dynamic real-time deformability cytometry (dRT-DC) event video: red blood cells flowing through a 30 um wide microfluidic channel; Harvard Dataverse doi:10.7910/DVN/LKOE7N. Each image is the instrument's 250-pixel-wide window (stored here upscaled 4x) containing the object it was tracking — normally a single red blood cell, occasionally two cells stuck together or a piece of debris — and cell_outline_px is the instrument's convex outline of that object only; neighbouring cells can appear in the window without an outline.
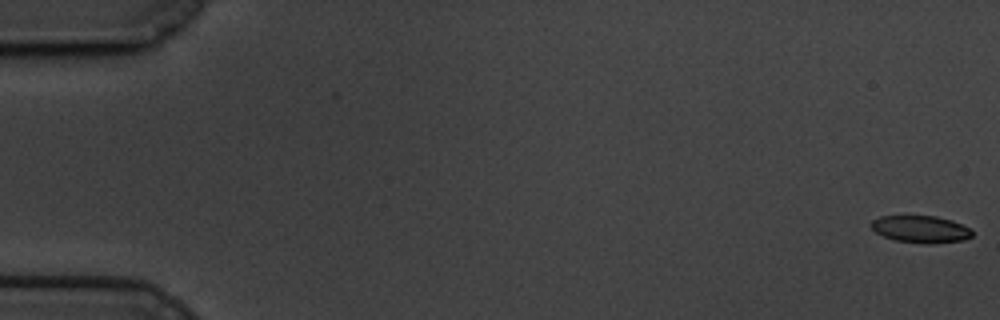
{"species": "common noctule bat (a hibernating species)", "species_latin": "Nyctalus noctula", "temperature_condition": "cold", "stored_images_in_passage": 60, "camera_frame_rate_fps": 3000, "um_per_image_px": 0.085, "animal": {"sex": "male", "body_mass_g": 19.5, "forearm_length_mm": 54.6}, "frame": {"image": 1, "passage_image": 1, "time_ms": 0.0, "image_size_px": [1000, 320], "cell_outline_px": [[972, 236], [964, 240], [928, 244], [896, 240], [884, 236], [876, 232], [872, 228], [872, 220], [880, 216], [936, 216], [952, 220], [968, 228], [972, 232]], "centroid_in_image_um": [78.26, 19.48], "position_along_channel_um": 6.7, "area_um2": 15.72}}
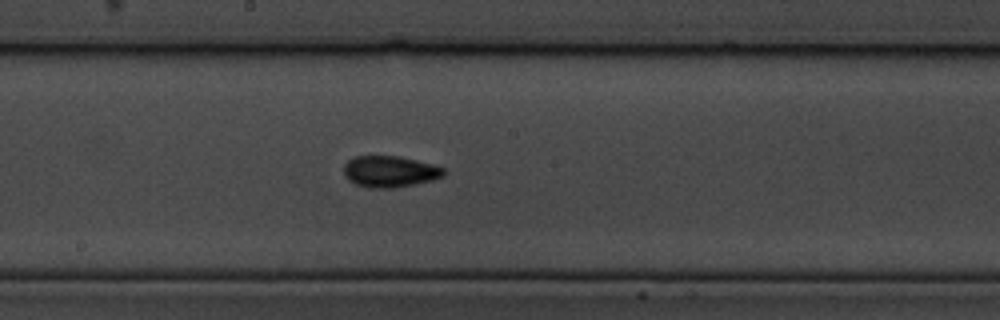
{"frame": {"image": 2, "passage_image": 33, "time_ms": 10.667, "image_size_px": [1000, 320], "cell_outline_px": [[444, 176], [432, 180], [392, 188], [372, 188], [356, 184], [348, 180], [344, 176], [344, 164], [348, 160], [356, 156], [400, 156], [432, 164], [444, 168]], "centroid_in_image_um": [33.11, 14.57], "position_along_channel_um": 215.1, "area_um2": 18.15}}
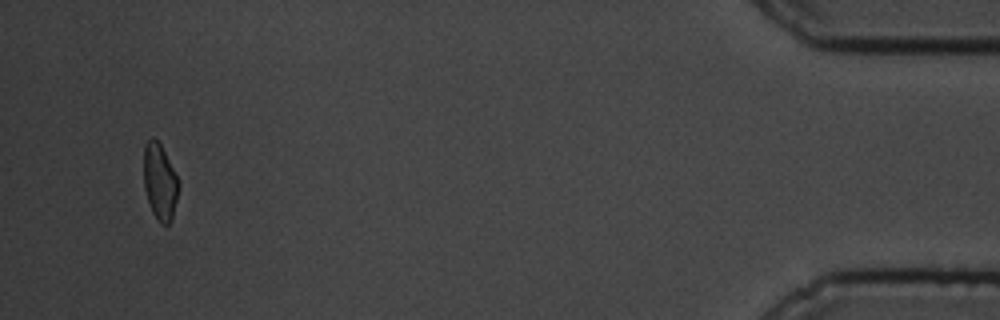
{"frame": {"image": 3, "passage_image": 58, "time_ms": 19.0, "image_size_px": [1000, 320], "cell_outline_px": [[180, 184], [172, 220], [168, 224], [160, 224], [156, 220], [152, 212], [144, 188], [144, 144], [148, 140], [156, 140], [160, 144]], "centroid_in_image_um": [13.58, 15.52], "position_along_channel_um": 421.6, "area_um2": 15.26}, "authors_computed_cell_mechanics": {"area_um2": 17.0799, "velocity_mm_per_s": 3.3799, "shape_relaxation_time_tau1_ms": 3.7665, "shape_relaxation_time_tau2_ms": 2.9834, "deformation_change_tau1": 0.0937, "deformation_change_tau2": 0.0702}}